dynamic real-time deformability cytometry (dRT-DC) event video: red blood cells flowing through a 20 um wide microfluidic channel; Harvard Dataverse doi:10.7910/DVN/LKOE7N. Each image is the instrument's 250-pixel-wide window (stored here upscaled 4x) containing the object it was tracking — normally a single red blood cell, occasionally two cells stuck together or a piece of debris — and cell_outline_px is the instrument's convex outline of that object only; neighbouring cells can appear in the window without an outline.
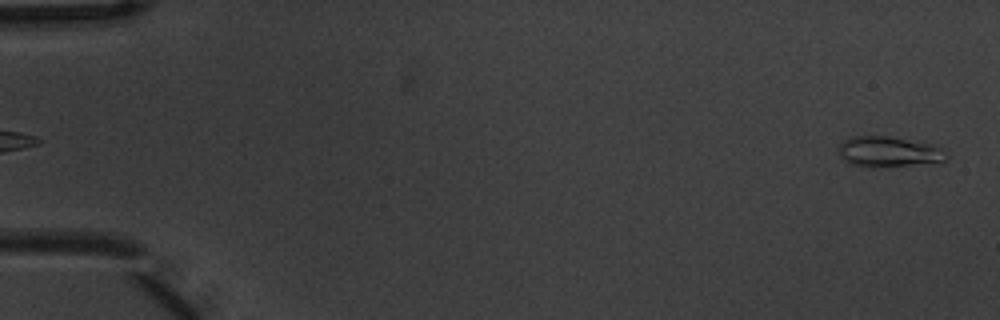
{"species": "common noctule bat (a hibernating species)", "species_latin": "Nyctalus noctula", "temperature_condition": "warm", "stored_images_in_passage": 6, "segment_of_instrument_passage": [2, 2], "camera_frame_rate_fps": 3000, "um_per_image_px": 0.085, "animal": {"sex": "male", "body_mass_g": 20.1, "forearm_length_mm": 53.5}, "frame": {"image": 1, "passage_image": 6, "time_ms": 1.667, "image_size_px": [1000, 320], "cell_outline_px": [[948, 160], [940, 164], [872, 168], [848, 164], [840, 156], [836, 148], [844, 140], [852, 136], [888, 136], [928, 144], [944, 148], [948, 152]], "centroid_in_image_um": [75.59, 12.94], "position_along_channel_um": 9.4, "area_um2": 20.0}}